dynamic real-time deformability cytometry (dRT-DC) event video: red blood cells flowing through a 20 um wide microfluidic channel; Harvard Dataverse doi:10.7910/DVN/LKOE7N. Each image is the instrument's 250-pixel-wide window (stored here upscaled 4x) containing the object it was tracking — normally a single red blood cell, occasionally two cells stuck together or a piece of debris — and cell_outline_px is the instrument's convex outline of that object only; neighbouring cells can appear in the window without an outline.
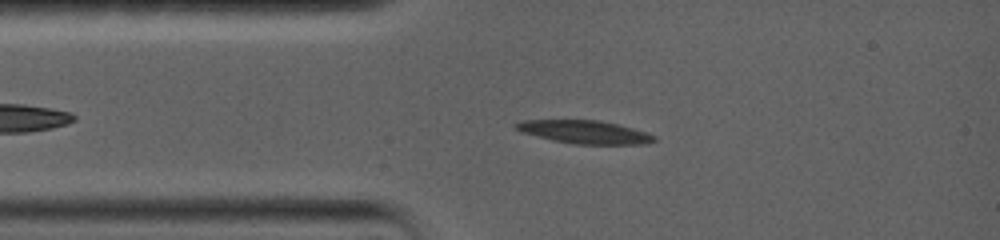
{"species": "common noctule bat (a hibernating species)", "species_latin": "Nyctalus noctula", "temperature_condition": "warm", "stored_images_in_passage": 72, "camera_frame_rate_fps": 5000, "um_per_image_px": 0.085, "animal": {"sex": "female", "body_mass_g": 19.0, "forearm_length_mm": 56.7}, "frame": {"image": 1, "passage_image": 14, "time_ms": 2.6, "image_size_px": [1000, 240], "cell_outline_px": [[656, 140], [648, 144], [572, 144], [552, 140], [520, 132], [512, 128], [512, 124], [520, 120], [600, 120], [648, 132], [656, 136]], "centroid_in_image_um": [49.65, 11.22], "position_along_channel_um": 35.4, "area_um2": 18.9}}
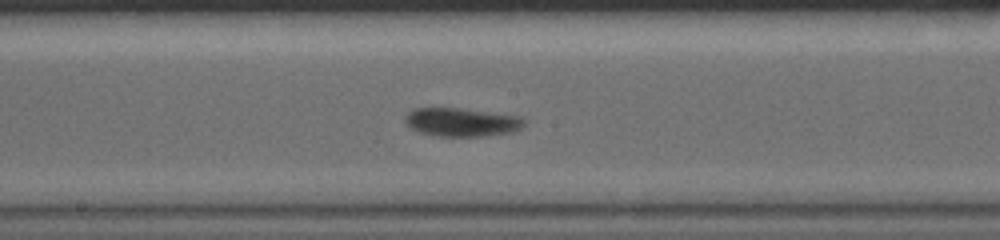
{"frame": {"image": 2, "passage_image": 40, "time_ms": 7.8, "image_size_px": [1000, 240], "cell_outline_px": [[528, 120], [520, 128], [512, 132], [484, 136], [440, 136], [420, 132], [408, 128], [404, 120], [404, 116], [412, 108], [460, 108], [520, 116]], "centroid_in_image_um": [39.22, 10.37], "position_along_channel_um": 209.0, "area_um2": 19.94}}
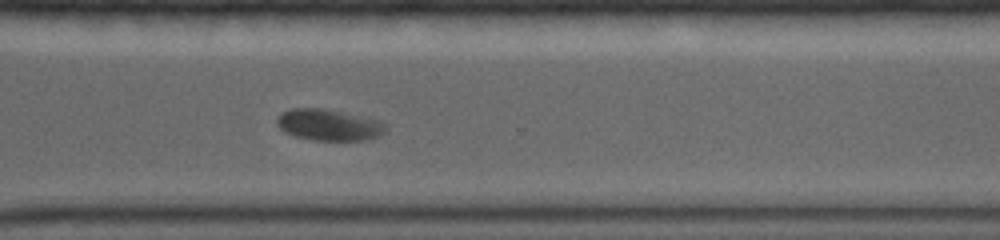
{"frame": {"image": 3, "passage_image": 59, "time_ms": 11.6, "image_size_px": [1000, 240], "cell_outline_px": [[388, 128], [380, 136], [368, 140], [312, 140], [296, 136], [284, 132], [276, 124], [276, 120], [284, 112], [292, 108], [324, 108], [380, 120], [388, 124]], "centroid_in_image_um": [28.01, 10.62], "position_along_channel_um": 342.6, "area_um2": 20.0}}